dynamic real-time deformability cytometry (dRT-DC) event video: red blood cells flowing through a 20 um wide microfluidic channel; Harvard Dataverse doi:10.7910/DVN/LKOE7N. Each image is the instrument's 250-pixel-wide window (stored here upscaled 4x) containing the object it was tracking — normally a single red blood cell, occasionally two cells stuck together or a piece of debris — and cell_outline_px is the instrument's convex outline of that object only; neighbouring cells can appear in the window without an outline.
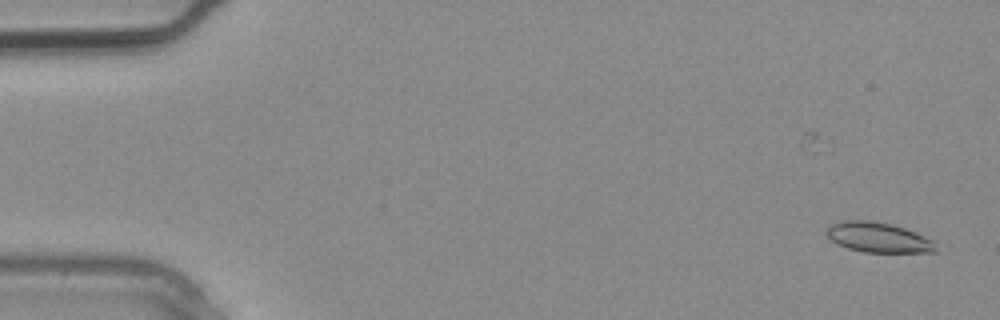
{"species": "common noctule bat (a hibernating species)", "species_latin": "Nyctalus noctula", "temperature_condition": "warm", "stored_images_in_passage": 3, "camera_frame_rate_fps": 3000, "um_per_image_px": 0.085, "animal": {"sex": "male", "body_mass_g": 20.4}, "frame": {"image": 1, "passage_image": 1, "time_ms": 0.0, "image_size_px": [1000, 320], "cell_outline_px": [[936, 252], [864, 252], [848, 248], [836, 244], [828, 236], [828, 228], [832, 224], [844, 220], [868, 220], [892, 224], [916, 232], [936, 240]], "centroid_in_image_um": [74.71, 20.18], "position_along_channel_um": 10.3, "area_um2": 19.13}}